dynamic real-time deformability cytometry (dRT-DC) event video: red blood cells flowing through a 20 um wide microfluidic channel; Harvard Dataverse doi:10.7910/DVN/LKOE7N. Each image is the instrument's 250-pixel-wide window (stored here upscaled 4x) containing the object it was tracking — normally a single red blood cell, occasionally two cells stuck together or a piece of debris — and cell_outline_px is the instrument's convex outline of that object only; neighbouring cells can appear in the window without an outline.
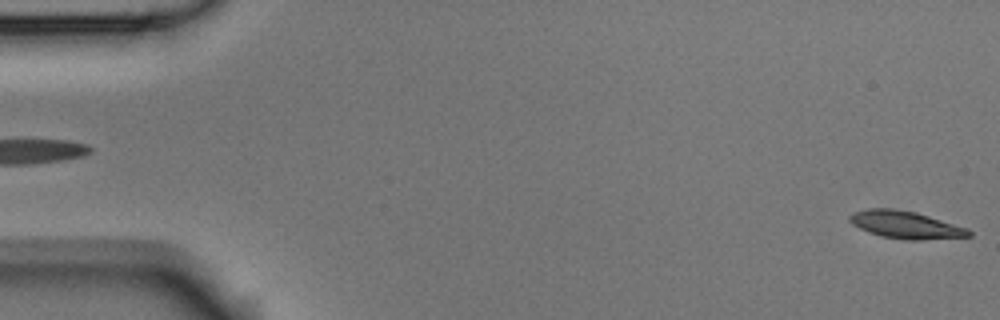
{"species": "Egyptian fruit bat (a non-hibernating species)", "species_latin": "Rousettus aegyptiacus", "temperature_condition": "room temperature", "stored_images_in_passage": 4, "camera_frame_rate_fps": 3000, "um_per_image_px": 0.085, "animal": {"sex": "male"}, "frame": {"image": 1, "passage_image": 4, "time_ms": 1.0, "image_size_px": [1000, 320], "cell_outline_px": [[972, 236], [920, 240], [908, 240], [880, 236], [868, 232], [852, 224], [848, 220], [848, 216], [852, 212], [868, 208], [892, 208], [916, 212], [968, 228], [972, 232]], "centroid_in_image_um": [76.95, 19.1], "position_along_channel_um": 8.0, "area_um2": 19.19}}